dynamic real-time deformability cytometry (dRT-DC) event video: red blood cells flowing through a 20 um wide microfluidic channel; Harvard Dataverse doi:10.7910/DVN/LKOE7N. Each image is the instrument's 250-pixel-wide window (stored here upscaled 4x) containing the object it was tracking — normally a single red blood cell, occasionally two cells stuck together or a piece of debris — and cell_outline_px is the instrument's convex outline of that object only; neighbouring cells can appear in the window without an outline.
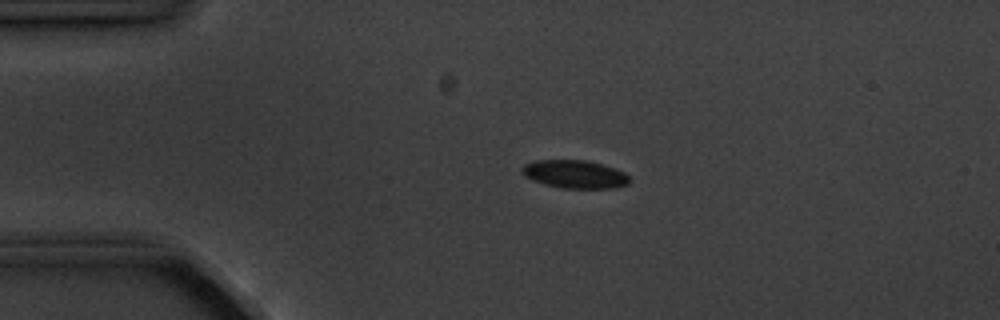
{"species": "common noctule bat (a hibernating species)", "species_latin": "Nyctalus noctula", "temperature_condition": "cold", "stored_images_in_passage": 4, "camera_frame_rate_fps": 3000, "um_per_image_px": 0.085, "animal": {"sex": "male", "body_mass_g": 20.1, "forearm_length_mm": 53.5}, "frame": {"image": 1, "passage_image": 3, "time_ms": 2.333, "image_size_px": [1000, 320], "cell_outline_px": [[632, 180], [628, 184], [612, 188], [564, 188], [544, 184], [532, 180], [524, 176], [520, 168], [524, 164], [536, 160], [588, 160], [616, 168], [624, 172]], "centroid_in_image_um": [48.86, 14.8], "position_along_channel_um": 36.1, "area_um2": 17.74}}